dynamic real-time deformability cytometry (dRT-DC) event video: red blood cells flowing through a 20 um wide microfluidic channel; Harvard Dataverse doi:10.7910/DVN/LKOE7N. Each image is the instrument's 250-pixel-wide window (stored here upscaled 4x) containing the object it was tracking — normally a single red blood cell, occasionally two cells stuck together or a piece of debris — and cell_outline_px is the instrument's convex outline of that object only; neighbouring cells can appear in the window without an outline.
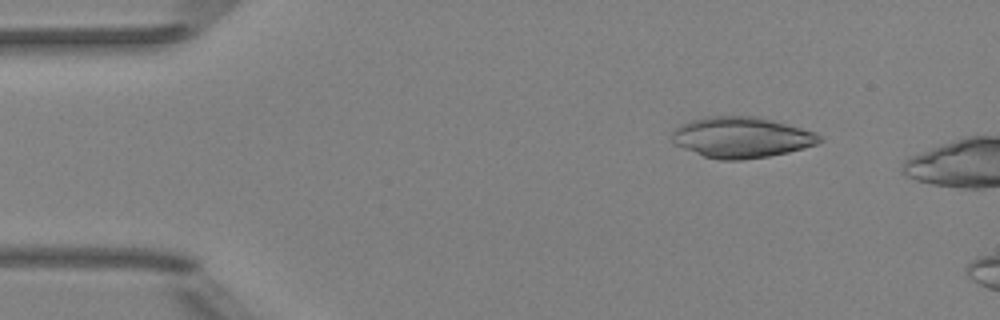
{"species": "Egyptian fruit bat (a non-hibernating species)", "species_latin": "Rousettus aegyptiacus", "temperature_condition": "room temperature", "stored_images_in_passage": 3, "camera_frame_rate_fps": 3000, "um_per_image_px": 0.085, "animal": {"sex": "female"}, "frame": {"image": 1, "passage_image": 1, "time_ms": 0.0, "image_size_px": [1000, 320], "cell_outline_px": [[824, 140], [816, 144], [804, 148], [788, 152], [768, 156], [740, 160], [720, 160], [704, 156], [672, 144], [672, 132], [680, 124], [692, 120], [712, 116], [760, 116], [816, 132], [824, 136]], "centroid_in_image_um": [63.05, 11.67], "position_along_channel_um": 22.0, "area_um2": 35.32}}